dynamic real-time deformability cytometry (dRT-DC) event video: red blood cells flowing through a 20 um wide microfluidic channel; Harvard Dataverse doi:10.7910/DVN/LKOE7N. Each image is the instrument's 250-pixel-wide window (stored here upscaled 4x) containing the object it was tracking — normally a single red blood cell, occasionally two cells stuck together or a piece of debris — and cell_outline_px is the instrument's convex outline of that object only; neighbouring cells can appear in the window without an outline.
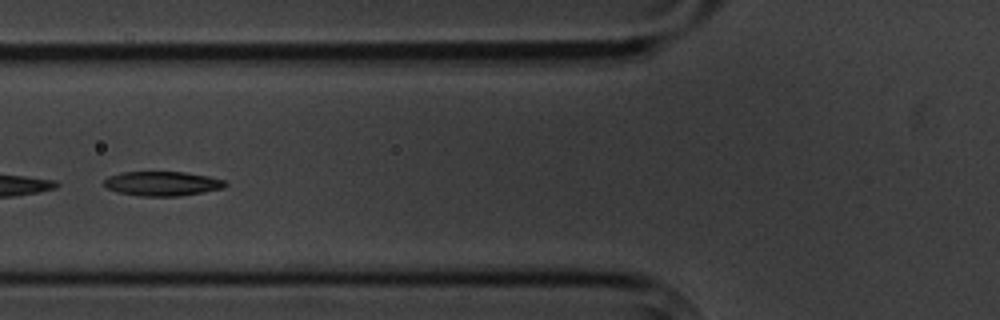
{"species": "common noctule bat (a hibernating species)", "species_latin": "Nyctalus noctula", "temperature_condition": "cold", "stored_images_in_passage": 10, "camera_frame_rate_fps": 3000, "um_per_image_px": 0.085, "animal": {"sex": "male", "body_mass_g": 20.1, "forearm_length_mm": 53.5}, "frame": {"image": 1, "passage_image": 6, "time_ms": 6.667, "image_size_px": [1000, 320], "cell_outline_px": [[228, 184], [224, 188], [204, 192], [180, 196], [140, 196], [116, 192], [104, 188], [104, 180], [108, 176], [120, 172], [184, 172], [208, 176], [224, 180]], "centroid_in_image_um": [13.76, 15.61], "position_along_channel_um": 112.0, "area_um2": 17.46}}